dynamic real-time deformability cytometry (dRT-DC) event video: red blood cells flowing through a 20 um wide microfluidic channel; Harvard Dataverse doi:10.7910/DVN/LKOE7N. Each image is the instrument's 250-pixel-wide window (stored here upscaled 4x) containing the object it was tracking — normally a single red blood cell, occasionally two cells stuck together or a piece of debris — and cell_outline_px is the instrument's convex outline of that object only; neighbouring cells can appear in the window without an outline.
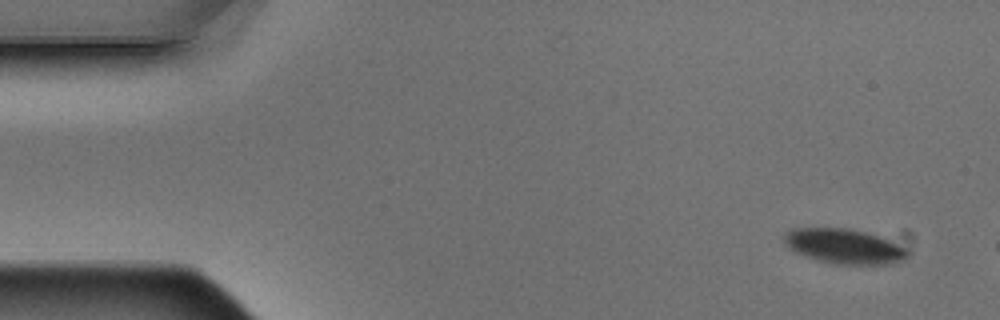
{"species": "Egyptian fruit bat (a non-hibernating species)", "species_latin": "Rousettus aegyptiacus", "temperature_condition": "warm", "stored_images_in_passage": 3, "camera_frame_rate_fps": 3000, "um_per_image_px": 0.085, "animal": {"sex": "male"}, "frame": {"image": 1, "passage_image": 1, "time_ms": 0.0, "image_size_px": [1000, 320], "cell_outline_px": [[908, 256], [904, 260], [896, 264], [832, 264], [816, 260], [804, 256], [788, 248], [784, 244], [784, 236], [788, 232], [796, 228], [848, 228], [880, 236], [904, 248], [908, 252]], "centroid_in_image_um": [71.74, 20.95], "position_along_channel_um": 13.3, "area_um2": 25.03}}